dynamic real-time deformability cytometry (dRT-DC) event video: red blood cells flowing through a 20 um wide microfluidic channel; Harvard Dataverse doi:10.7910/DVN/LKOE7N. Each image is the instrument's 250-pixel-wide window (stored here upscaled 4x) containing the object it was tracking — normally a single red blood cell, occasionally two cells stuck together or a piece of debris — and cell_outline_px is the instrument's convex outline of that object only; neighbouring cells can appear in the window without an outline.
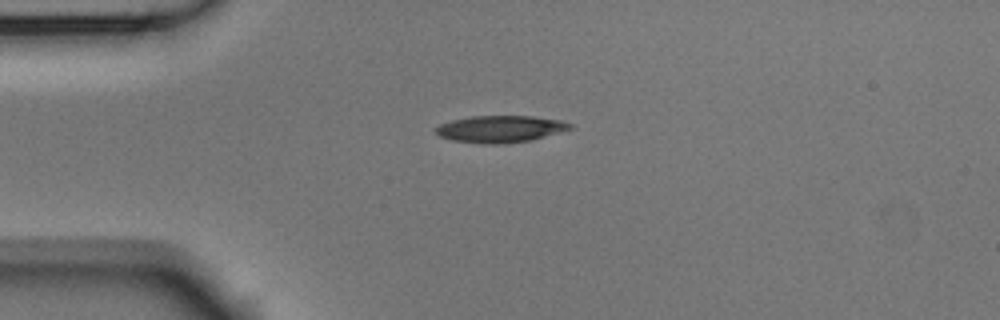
{"species": "Egyptian fruit bat (a non-hibernating species)", "species_latin": "Rousettus aegyptiacus", "temperature_condition": "room temperature", "stored_images_in_passage": 7, "camera_frame_rate_fps": 3000, "um_per_image_px": 0.085, "animal": {"sex": "male"}, "frame": {"image": 1, "passage_image": 1, "time_ms": 0.0, "image_size_px": [1000, 320], "cell_outline_px": [[572, 128], [560, 132], [532, 140], [504, 144], [484, 144], [452, 140], [440, 136], [432, 128], [440, 124], [452, 120], [472, 116], [532, 116], [560, 120], [572, 124]], "centroid_in_image_um": [42.51, 10.97], "position_along_channel_um": 42.5, "area_um2": 21.1}}
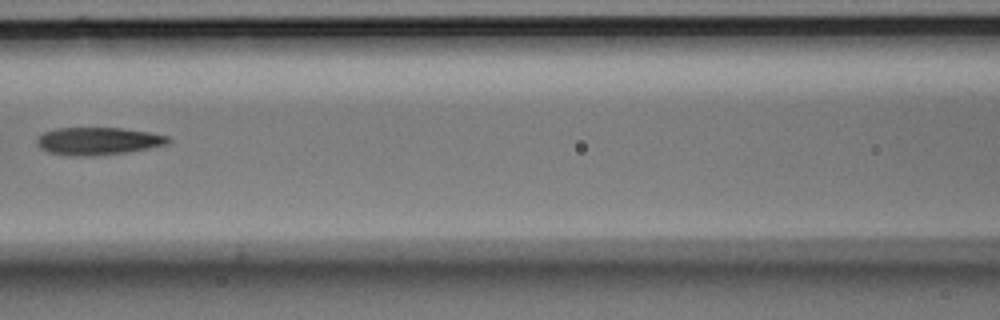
{"frame": {"image": 2, "passage_image": 4, "time_ms": 1.0, "image_size_px": [1000, 320], "cell_outline_px": [[172, 140], [168, 144], [148, 148], [124, 152], [96, 156], [68, 156], [48, 152], [40, 148], [36, 144], [36, 140], [44, 132], [56, 128], [120, 128], [148, 132], [168, 136]], "centroid_in_image_um": [8.31, 12.0], "position_along_channel_um": 158.3, "area_um2": 21.1}}
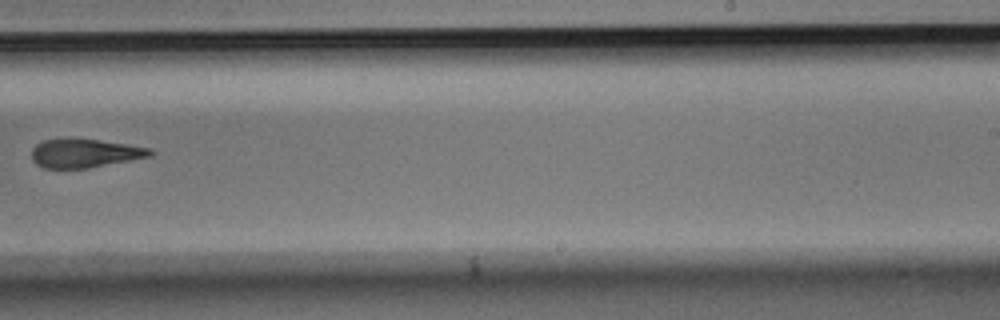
{"frame": {"image": 3, "passage_image": 7, "time_ms": 2.0, "image_size_px": [1000, 320], "cell_outline_px": [[156, 152], [152, 156], [88, 168], [44, 168], [36, 164], [32, 160], [32, 148], [36, 144], [44, 140], [64, 136], [72, 136], [128, 144], [152, 148]], "centroid_in_image_um": [7.2, 12.98], "position_along_channel_um": 281.8, "area_um2": 20.52}}